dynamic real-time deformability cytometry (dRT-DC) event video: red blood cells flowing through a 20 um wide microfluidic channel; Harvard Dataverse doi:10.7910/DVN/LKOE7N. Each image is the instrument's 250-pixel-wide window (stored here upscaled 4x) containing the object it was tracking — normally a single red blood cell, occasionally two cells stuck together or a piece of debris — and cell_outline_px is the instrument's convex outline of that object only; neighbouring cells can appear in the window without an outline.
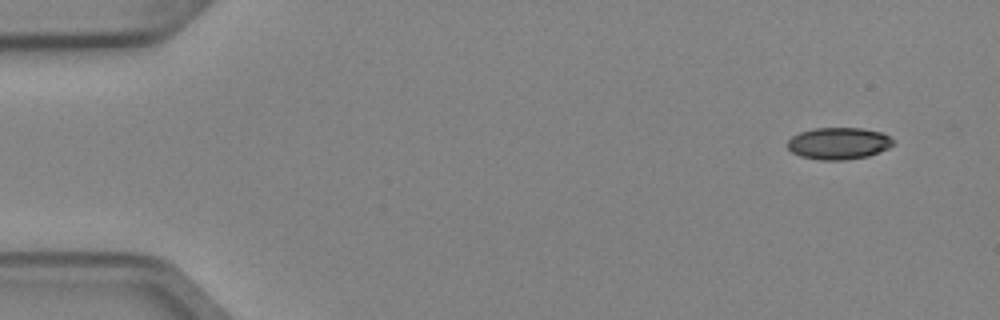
{"species": "Egyptian fruit bat (a non-hibernating species)", "species_latin": "Rousettus aegyptiacus", "temperature_condition": "cold", "stored_images_in_passage": 6, "camera_frame_rate_fps": 3000, "um_per_image_px": 0.085, "animal": {"sex": "female"}, "frame": {"image": 1, "passage_image": 1, "time_ms": 0.0, "image_size_px": [1000, 320], "cell_outline_px": [[896, 144], [888, 148], [868, 156], [844, 160], [820, 160], [800, 156], [792, 152], [788, 148], [788, 140], [792, 136], [800, 132], [816, 128], [860, 128], [880, 132], [896, 140]], "centroid_in_image_um": [71.3, 12.19], "position_along_channel_um": 13.7, "area_um2": 19.65}}
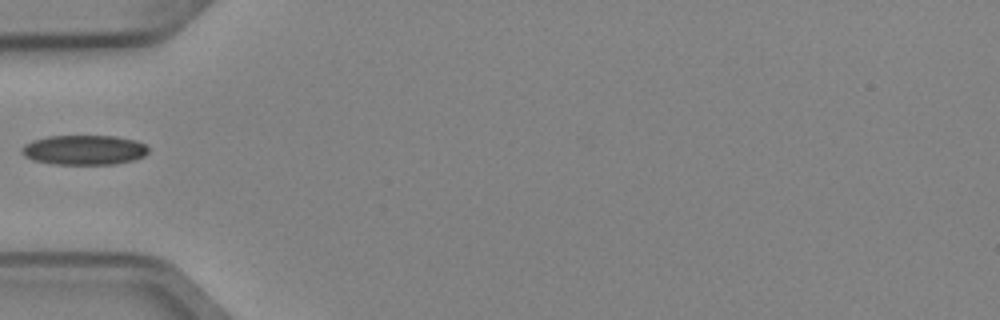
{"frame": {"image": 2, "passage_image": 5, "time_ms": 1.333, "image_size_px": [1000, 320], "cell_outline_px": [[148, 152], [144, 156], [132, 160], [112, 164], [52, 164], [32, 160], [24, 156], [20, 152], [20, 148], [24, 144], [32, 140], [48, 136], [116, 136], [136, 140], [144, 144], [148, 148]], "centroid_in_image_um": [7.1, 12.74], "position_along_channel_um": 77.9, "area_um2": 22.08}}
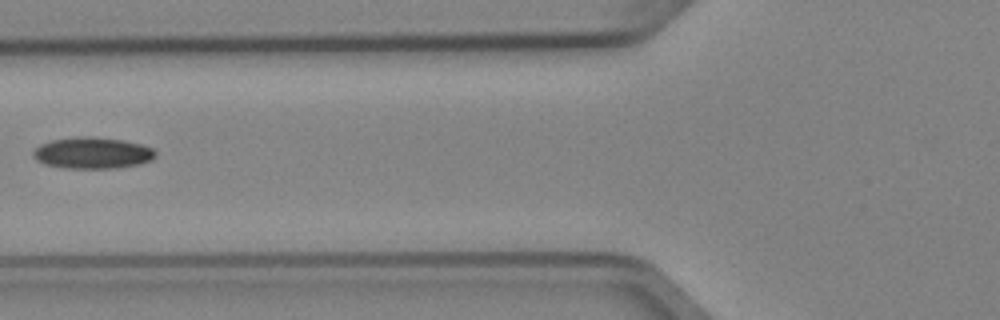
{"frame": {"image": 3, "passage_image": 6, "time_ms": 1.667, "image_size_px": [1000, 320], "cell_outline_px": [[156, 156], [152, 160], [140, 164], [116, 168], [64, 168], [44, 164], [36, 160], [32, 152], [40, 144], [52, 140], [84, 136], [88, 136], [124, 140], [140, 144], [152, 148], [156, 152]], "centroid_in_image_um": [7.87, 13.01], "position_along_channel_um": 117.9, "area_um2": 22.37}}